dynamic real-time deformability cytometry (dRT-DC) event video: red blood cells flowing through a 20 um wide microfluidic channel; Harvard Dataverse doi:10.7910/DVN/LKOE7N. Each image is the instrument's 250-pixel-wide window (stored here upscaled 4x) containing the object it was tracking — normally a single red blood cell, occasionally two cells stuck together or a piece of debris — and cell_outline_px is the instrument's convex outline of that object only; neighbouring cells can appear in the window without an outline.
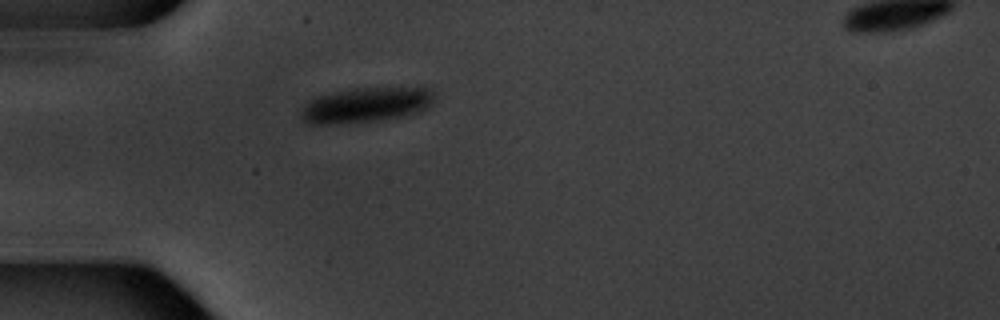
{"species": "common noctule bat (a hibernating species)", "species_latin": "Nyctalus noctula", "temperature_condition": "warm", "stored_images_in_passage": 2, "camera_frame_rate_fps": 3000, "um_per_image_px": 0.085, "animal": {"sex": "male", "body_mass_g": 20.1, "forearm_length_mm": 53.5}, "frame": {"image": 1, "passage_image": 1, "time_ms": 0.0, "image_size_px": [1000, 320], "cell_outline_px": [[436, 100], [428, 108], [420, 112], [404, 116], [376, 120], [336, 124], [308, 124], [300, 116], [300, 112], [304, 104], [316, 96], [352, 88], [400, 84], [424, 84], [432, 88], [436, 92]], "centroid_in_image_um": [31.29, 8.83], "position_along_channel_um": 53.7, "area_um2": 29.02}}